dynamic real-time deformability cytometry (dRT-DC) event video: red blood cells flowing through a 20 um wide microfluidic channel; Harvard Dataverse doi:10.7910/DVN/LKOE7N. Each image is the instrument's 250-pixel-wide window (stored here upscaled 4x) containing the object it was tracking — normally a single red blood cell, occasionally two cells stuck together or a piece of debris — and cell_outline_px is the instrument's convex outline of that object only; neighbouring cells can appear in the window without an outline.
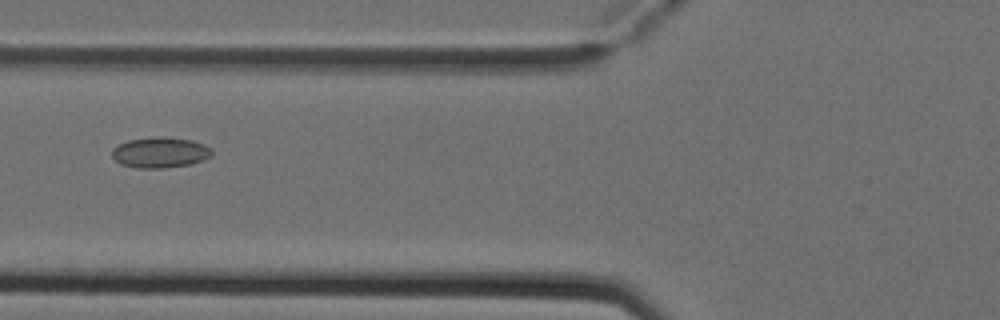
{"species": "Egyptian fruit bat (a non-hibernating species)", "species_latin": "Rousettus aegyptiacus", "temperature_condition": "cold", "stored_images_in_passage": 6, "camera_frame_rate_fps": 3000, "um_per_image_px": 0.085, "animal": {"sex": "female"}, "frame": {"image": 1, "passage_image": 5, "time_ms": 1.333, "image_size_px": [1000, 320], "cell_outline_px": [[212, 156], [204, 160], [188, 164], [164, 168], [136, 168], [120, 164], [112, 156], [112, 148], [128, 140], [156, 136], [164, 136], [192, 140], [204, 144], [212, 148]], "centroid_in_image_um": [13.62, 12.95], "position_along_channel_um": 112.2, "area_um2": 17.98}}
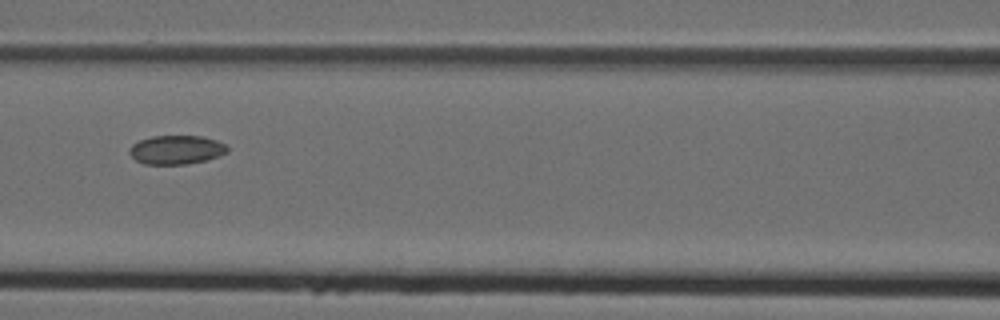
{"frame": {"image": 2, "passage_image": 6, "time_ms": 1.667, "image_size_px": [1000, 320], "cell_outline_px": [[228, 152], [204, 160], [188, 164], [144, 164], [136, 160], [128, 152], [132, 144], [140, 140], [152, 136], [200, 136], [216, 140], [224, 144], [228, 148]], "centroid_in_image_um": [14.96, 12.73], "position_along_channel_um": 151.6, "area_um2": 16.3}}